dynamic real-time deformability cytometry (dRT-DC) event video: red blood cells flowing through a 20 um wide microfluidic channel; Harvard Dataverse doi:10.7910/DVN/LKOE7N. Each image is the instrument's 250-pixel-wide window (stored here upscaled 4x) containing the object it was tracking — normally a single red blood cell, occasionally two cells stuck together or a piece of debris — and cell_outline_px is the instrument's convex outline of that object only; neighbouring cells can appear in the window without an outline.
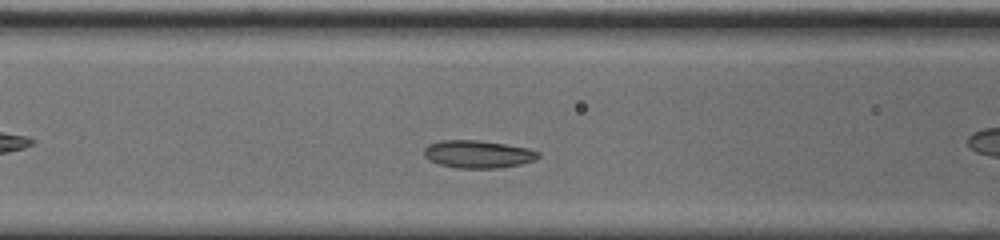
{"species": "common noctule bat (a hibernating species)", "species_latin": "Nyctalus noctula", "temperature_condition": "cold", "stored_images_in_passage": 34, "camera_frame_rate_fps": 3000, "um_per_image_px": 0.085, "animal": {"sex": "male", "body_mass_g": 20.0, "forearm_length_mm": 53.3}, "frame": {"image": 1, "passage_image": 10, "time_ms": 3.0, "image_size_px": [1000, 240], "cell_outline_px": [[540, 156], [532, 160], [520, 164], [500, 168], [456, 168], [440, 164], [428, 160], [424, 156], [424, 148], [428, 144], [440, 140], [476, 140], [504, 144], [528, 148], [540, 152]], "centroid_in_image_um": [40.59, 13.1], "position_along_channel_um": 126.0, "area_um2": 18.38}}
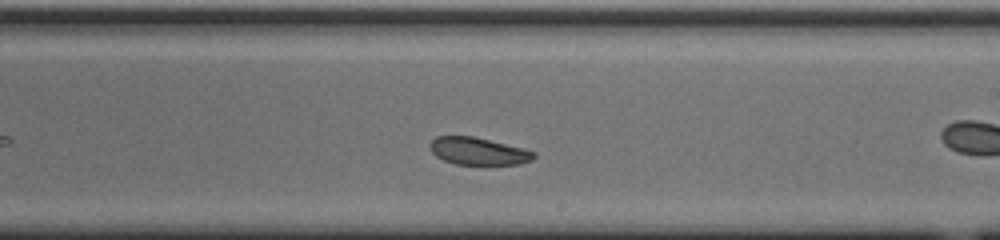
{"frame": {"image": 2, "passage_image": 20, "time_ms": 6.333, "image_size_px": [1000, 240], "cell_outline_px": [[536, 156], [532, 160], [520, 164], [456, 164], [444, 160], [436, 156], [432, 152], [428, 144], [436, 136], [472, 136], [524, 148], [536, 152]], "centroid_in_image_um": [40.66, 12.84], "position_along_channel_um": 248.3, "area_um2": 16.53}, "authors_computed_cell_mechanics": {"area_um2": 18.3804, "velocity_mm_per_s": 3.6874, "shape_relaxation_time_tau1_ms": 2.1567, "shape_relaxation_time_tau2_ms": null, "deformation_change_tau1": 0.0381, "deformation_change_tau2": null}}